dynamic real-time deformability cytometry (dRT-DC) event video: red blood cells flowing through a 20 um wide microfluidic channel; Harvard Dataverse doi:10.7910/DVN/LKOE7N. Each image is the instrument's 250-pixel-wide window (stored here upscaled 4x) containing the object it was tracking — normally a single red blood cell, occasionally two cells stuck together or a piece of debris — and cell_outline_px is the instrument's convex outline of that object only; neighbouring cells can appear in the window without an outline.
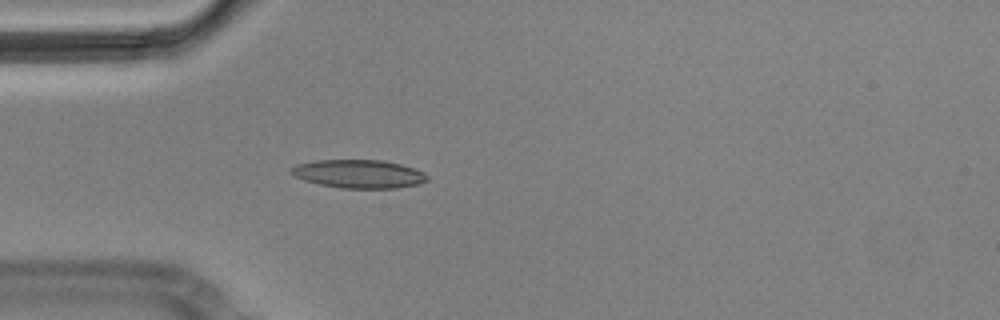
{"species": "Egyptian fruit bat (a non-hibernating species)", "species_latin": "Rousettus aegyptiacus", "temperature_condition": "cold", "stored_images_in_passage": 4, "camera_frame_rate_fps": 3000, "um_per_image_px": 0.085, "animal": {"sex": "male"}, "frame": {"image": 1, "passage_image": 4, "time_ms": 1.0, "image_size_px": [1000, 320], "cell_outline_px": [[428, 180], [420, 184], [396, 188], [340, 188], [320, 184], [304, 180], [292, 176], [288, 172], [288, 168], [296, 164], [316, 160], [380, 160], [400, 164], [424, 172], [428, 176]], "centroid_in_image_um": [30.44, 14.78], "position_along_channel_um": 54.6, "area_um2": 22.66}}